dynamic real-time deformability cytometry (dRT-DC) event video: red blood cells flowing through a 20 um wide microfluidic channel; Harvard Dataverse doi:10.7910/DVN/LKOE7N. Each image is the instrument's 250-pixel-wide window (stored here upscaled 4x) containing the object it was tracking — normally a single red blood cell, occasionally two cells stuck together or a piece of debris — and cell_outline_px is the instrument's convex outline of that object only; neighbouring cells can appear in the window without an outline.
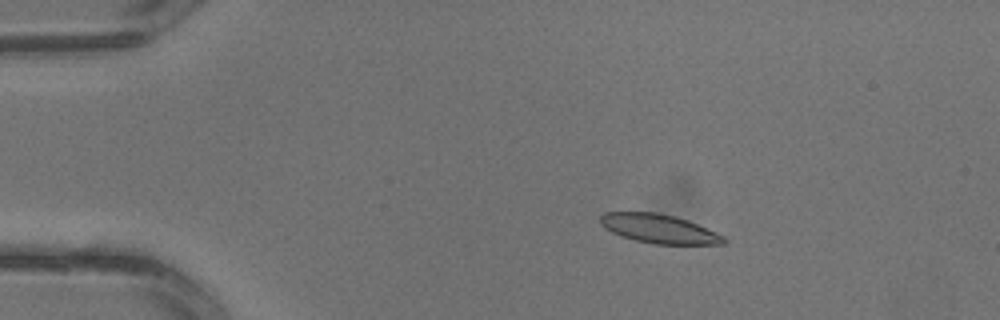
{"species": "common noctule bat (a hibernating species)", "species_latin": "Nyctalus noctula", "temperature_condition": "warm", "stored_images_in_passage": 2, "camera_frame_rate_fps": 3000, "um_per_image_px": 0.085, "animal": {"sex": "male", "body_mass_g": 13.3}, "frame": {"image": 1, "passage_image": 1, "time_ms": 0.0, "image_size_px": [1000, 320], "cell_outline_px": [[728, 240], [724, 244], [652, 244], [636, 240], [612, 232], [604, 228], [600, 224], [600, 216], [604, 212], [656, 212], [676, 216], [688, 220], [716, 232], [724, 236]], "centroid_in_image_um": [56.03, 19.43], "position_along_channel_um": 29.0, "area_um2": 20.87}}